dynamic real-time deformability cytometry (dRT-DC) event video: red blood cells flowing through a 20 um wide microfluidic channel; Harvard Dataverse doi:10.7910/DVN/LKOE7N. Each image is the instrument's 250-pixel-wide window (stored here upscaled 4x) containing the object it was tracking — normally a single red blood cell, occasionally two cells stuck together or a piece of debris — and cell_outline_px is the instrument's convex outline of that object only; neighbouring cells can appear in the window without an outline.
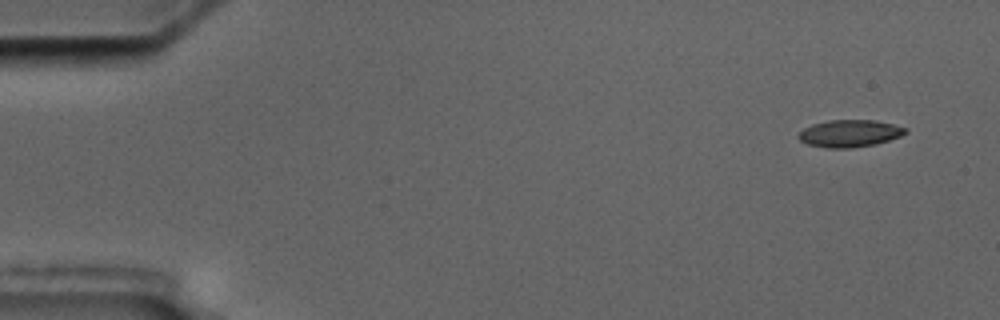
{"species": "common noctule bat (a hibernating species)", "species_latin": "Nyctalus noctula", "temperature_condition": "cold", "stored_images_in_passage": 6, "camera_frame_rate_fps": 3000, "um_per_image_px": 0.085, "animal": {"sex": "male", "body_mass_g": 17.5, "forearm_length_mm": 52.3}, "frame": {"image": 1, "passage_image": 1, "time_ms": 0.0, "image_size_px": [1000, 320], "cell_outline_px": [[908, 132], [900, 136], [876, 144], [852, 148], [828, 148], [808, 144], [800, 140], [796, 136], [804, 128], [812, 124], [828, 120], [876, 120], [908, 128]], "centroid_in_image_um": [72.22, 11.34], "position_along_channel_um": 12.8, "area_um2": 16.99}}
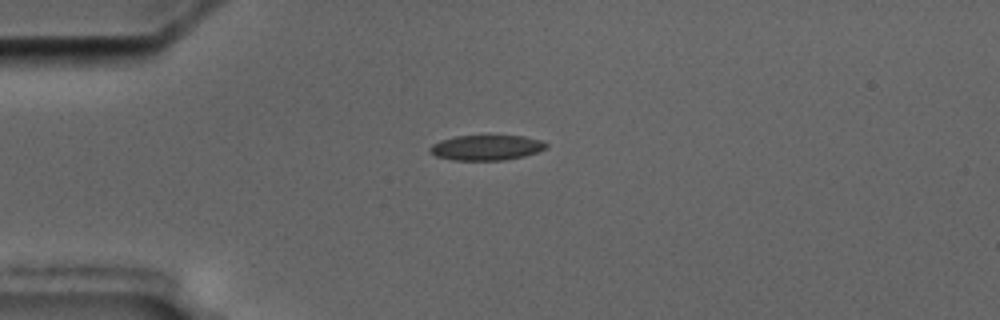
{"frame": {"image": 2, "passage_image": 4, "time_ms": 3.667, "image_size_px": [1000, 320], "cell_outline_px": [[548, 148], [524, 156], [504, 160], [452, 160], [436, 156], [428, 152], [428, 148], [432, 144], [440, 140], [456, 136], [488, 132], [524, 136], [540, 140], [548, 144]], "centroid_in_image_um": [41.33, 12.49], "position_along_channel_um": 43.7, "area_um2": 18.09}}
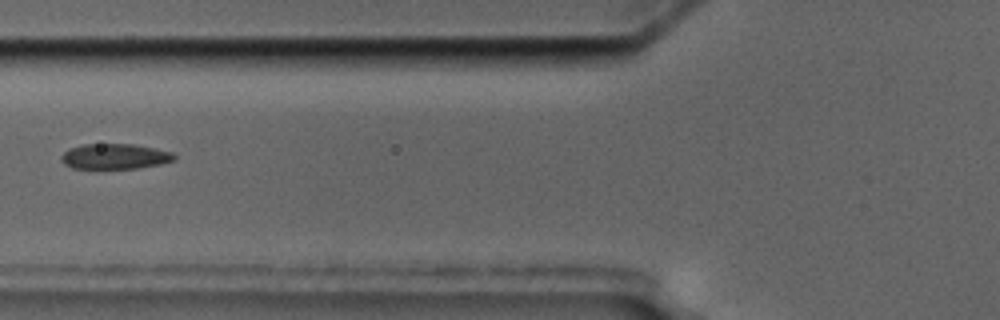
{"frame": {"image": 3, "passage_image": 6, "time_ms": 6.333, "image_size_px": [1000, 320], "cell_outline_px": [[176, 156], [172, 160], [160, 164], [136, 168], [72, 168], [64, 164], [60, 160], [60, 156], [68, 148], [84, 144], [136, 144], [172, 152]], "centroid_in_image_um": [9.71, 13.28], "position_along_channel_um": 116.1, "area_um2": 16.65}}